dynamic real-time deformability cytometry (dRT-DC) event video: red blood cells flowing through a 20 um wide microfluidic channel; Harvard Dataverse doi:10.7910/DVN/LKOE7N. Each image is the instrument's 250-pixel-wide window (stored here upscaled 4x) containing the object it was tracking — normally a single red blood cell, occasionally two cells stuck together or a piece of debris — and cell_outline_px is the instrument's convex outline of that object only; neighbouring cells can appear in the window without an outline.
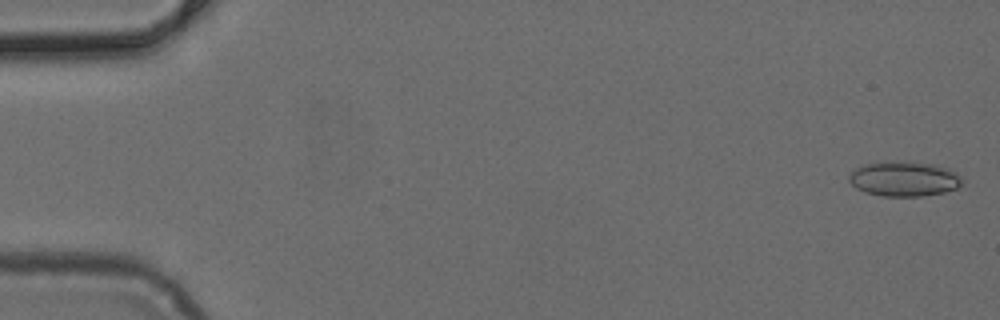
{"species": "common noctule bat (a hibernating species)", "species_latin": "Nyctalus noctula", "temperature_condition": "cold", "stored_images_in_passage": 44, "camera_frame_rate_fps": 3000, "um_per_image_px": 0.085, "animal": {"sex": "female", "body_mass_g": 24.6, "forearm_length_mm": 56.2}, "frame": {"image": 1, "passage_image": 1, "time_ms": 0.0, "image_size_px": [1000, 320], "cell_outline_px": [[964, 180], [960, 188], [944, 192], [920, 196], [880, 196], [864, 192], [856, 188], [848, 180], [848, 176], [856, 168], [868, 164], [936, 164], [948, 168], [956, 172]], "centroid_in_image_um": [76.91, 15.26], "position_along_channel_um": 8.1, "area_um2": 22.31}}
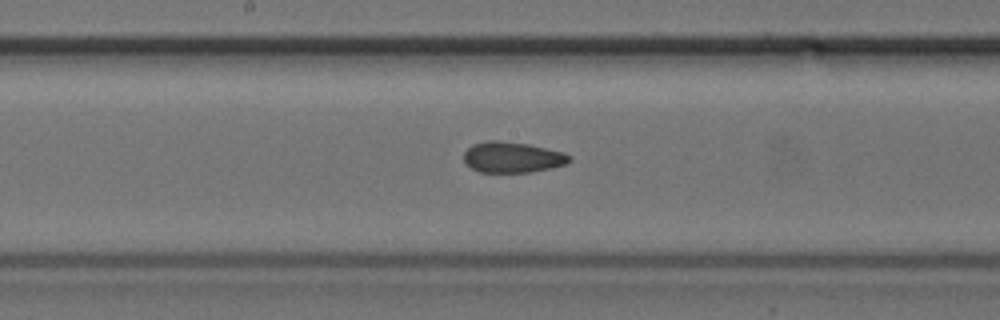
{"frame": {"image": 2, "passage_image": 26, "time_ms": 8.333, "image_size_px": [1000, 320], "cell_outline_px": [[572, 160], [568, 164], [528, 172], [480, 172], [472, 168], [464, 160], [464, 152], [472, 144], [488, 140], [500, 140], [528, 144], [564, 152], [572, 156]], "centroid_in_image_um": [43.57, 13.35], "position_along_channel_um": 204.6, "area_um2": 18.96}}
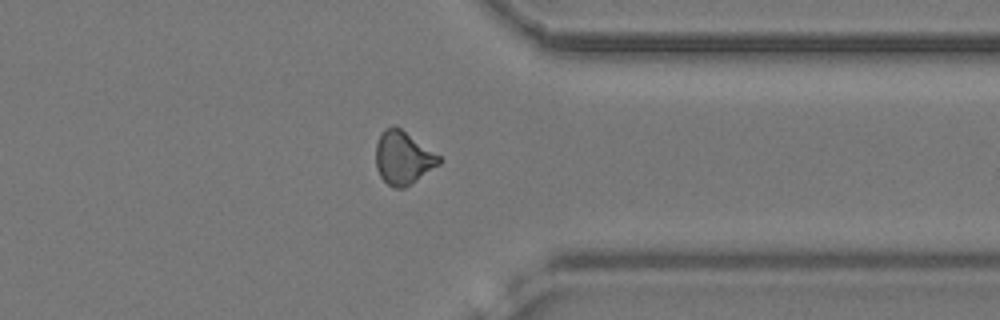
{"frame": {"image": 3, "passage_image": 39, "time_ms": 12.667, "image_size_px": [1000, 320], "cell_outline_px": [[440, 164], [404, 188], [396, 188], [388, 184], [380, 176], [376, 168], [376, 144], [380, 132], [384, 128], [392, 124], [396, 124], [440, 156]], "centroid_in_image_um": [34.23, 13.37], "position_along_channel_um": 377.2, "area_um2": 19.65}}